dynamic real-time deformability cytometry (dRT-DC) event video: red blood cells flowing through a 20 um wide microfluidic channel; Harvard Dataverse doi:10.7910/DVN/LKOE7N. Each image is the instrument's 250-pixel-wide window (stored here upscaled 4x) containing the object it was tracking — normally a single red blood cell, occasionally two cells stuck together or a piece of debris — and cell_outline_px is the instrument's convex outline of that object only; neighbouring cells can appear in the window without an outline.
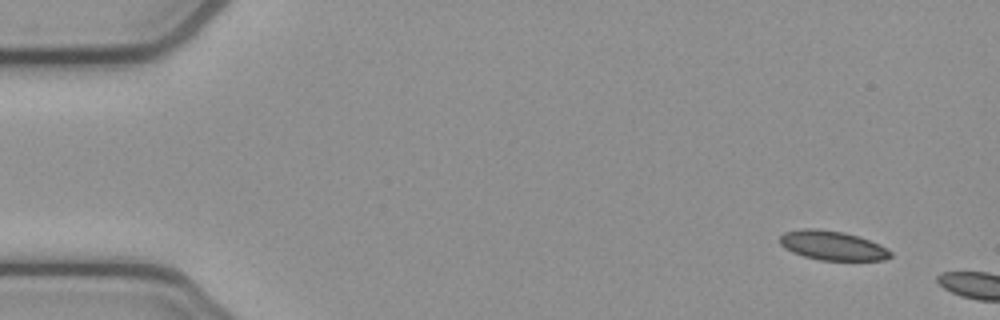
{"species": "common noctule bat (a hibernating species)", "species_latin": "Nyctalus noctula", "temperature_condition": "cold", "stored_images_in_passage": 2, "camera_frame_rate_fps": 3000, "um_per_image_px": 0.085, "animal": {"sex": "female", "body_mass_g": 21.9}, "frame": {"image": 1, "passage_image": 1, "time_ms": 0.0, "image_size_px": [1000, 320], "cell_outline_px": [[892, 256], [884, 260], [820, 260], [804, 256], [792, 252], [784, 248], [780, 244], [780, 236], [784, 232], [804, 228], [816, 228], [844, 232], [880, 244], [892, 252]], "centroid_in_image_um": [70.74, 20.87], "position_along_channel_um": 14.3, "area_um2": 18.84}}